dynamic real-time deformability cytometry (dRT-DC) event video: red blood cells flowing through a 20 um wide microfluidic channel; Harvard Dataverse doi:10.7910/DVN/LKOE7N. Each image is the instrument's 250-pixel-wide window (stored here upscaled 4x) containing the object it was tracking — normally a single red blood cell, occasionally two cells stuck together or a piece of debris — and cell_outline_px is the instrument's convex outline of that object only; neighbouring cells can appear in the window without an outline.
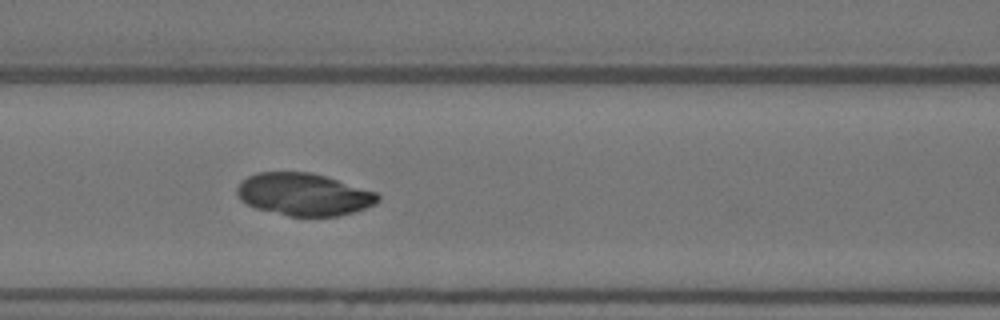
{"species": "Egyptian fruit bat (a non-hibernating species)", "species_latin": "Rousettus aegyptiacus", "temperature_condition": "warm", "stored_images_in_passage": 37, "camera_frame_rate_fps": 3000, "um_per_image_px": 0.085, "animal": {"sex": "female"}, "frame": {"image": 1, "passage_image": 6, "time_ms": 1.667, "image_size_px": [1000, 320], "cell_outline_px": [[380, 200], [376, 204], [340, 216], [288, 216], [256, 208], [240, 200], [236, 192], [236, 188], [248, 176], [256, 172], [308, 172], [324, 176], [376, 192], [380, 196]], "centroid_in_image_um": [25.81, 16.53], "position_along_channel_um": 140.8, "area_um2": 34.56}}
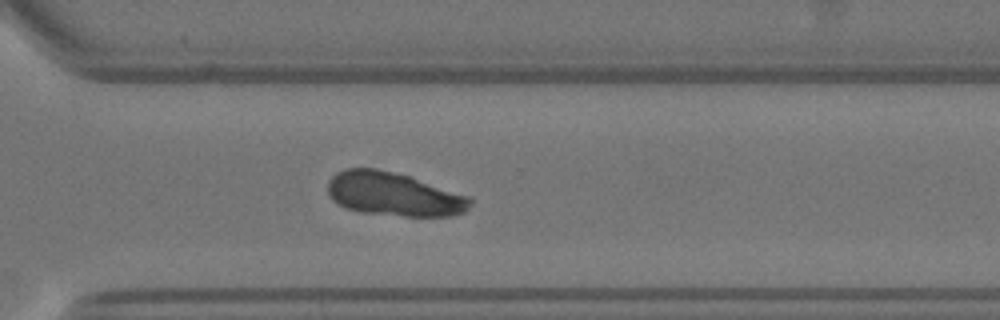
{"frame": {"image": 2, "passage_image": 22, "time_ms": 7.0, "image_size_px": [1000, 320], "cell_outline_px": [[472, 204], [464, 212], [452, 216], [404, 216], [360, 212], [336, 204], [332, 200], [328, 192], [328, 180], [336, 172], [344, 168], [376, 168], [408, 176], [468, 196], [472, 200]], "centroid_in_image_um": [33.43, 16.51], "position_along_channel_um": 337.2, "area_um2": 36.13}}
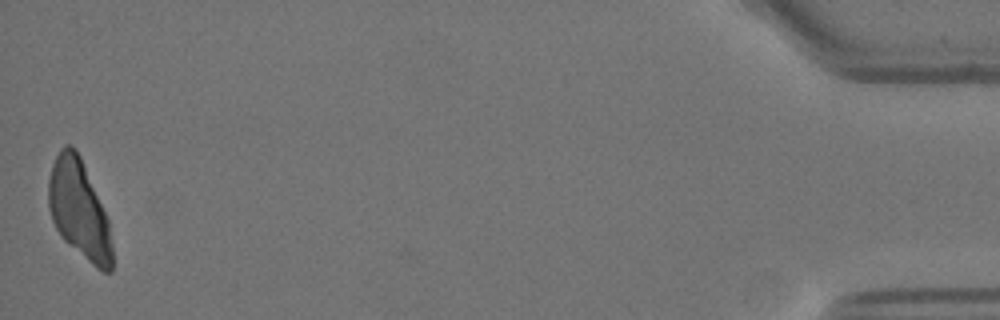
{"frame": {"image": 3, "passage_image": 37, "time_ms": 12.0, "image_size_px": [1000, 320], "cell_outline_px": [[112, 272], [104, 272], [96, 268], [68, 244], [60, 236], [52, 220], [48, 208], [48, 180], [52, 164], [60, 148], [64, 144], [72, 144], [76, 148], [80, 156], [108, 220], [112, 244]], "centroid_in_image_um": [6.7, 17.8], "position_along_channel_um": 428.5, "area_um2": 36.47}}